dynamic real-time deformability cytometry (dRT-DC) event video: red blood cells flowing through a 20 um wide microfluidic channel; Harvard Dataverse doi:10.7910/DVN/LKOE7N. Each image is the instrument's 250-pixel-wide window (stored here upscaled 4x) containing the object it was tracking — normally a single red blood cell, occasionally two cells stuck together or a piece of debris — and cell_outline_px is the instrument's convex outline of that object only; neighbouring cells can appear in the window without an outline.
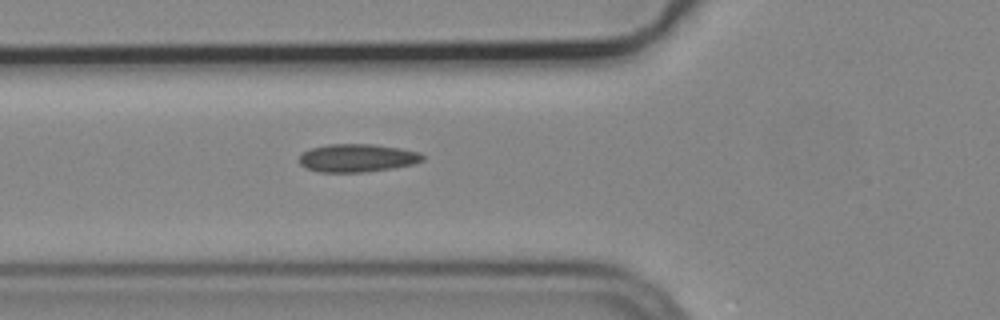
{"species": "common noctule bat (a hibernating species)", "species_latin": "Nyctalus noctula", "temperature_condition": "cold", "stored_images_in_passage": 4, "camera_frame_rate_fps": 3000, "um_per_image_px": 0.085, "animal": {"sex": "male", "body_mass_g": 19.2, "forearm_length_mm": 51.8}, "frame": {"image": 1, "passage_image": 4, "time_ms": 1.0, "image_size_px": [1000, 320], "cell_outline_px": [[424, 160], [412, 164], [392, 168], [364, 172], [320, 172], [308, 168], [300, 164], [300, 156], [308, 148], [328, 144], [372, 144], [400, 148], [420, 152], [424, 156]], "centroid_in_image_um": [30.37, 13.42], "position_along_channel_um": 95.4, "area_um2": 20.11}}